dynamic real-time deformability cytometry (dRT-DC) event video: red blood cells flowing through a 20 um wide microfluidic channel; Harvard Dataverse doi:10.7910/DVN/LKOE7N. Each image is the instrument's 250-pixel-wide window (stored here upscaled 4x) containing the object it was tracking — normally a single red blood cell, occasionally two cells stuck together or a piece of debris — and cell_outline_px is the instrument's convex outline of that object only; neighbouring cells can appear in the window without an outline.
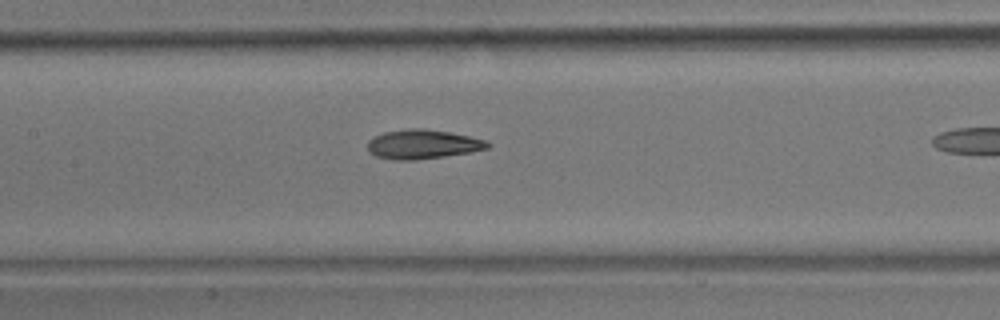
{"species": "common noctule bat (a hibernating species)", "species_latin": "Nyctalus noctula", "temperature_condition": "room temperature", "stored_images_in_passage": 18, "camera_frame_rate_fps": 3000, "um_per_image_px": 0.085, "animal": {"sex": "male", "body_mass_g": 17.9}, "frame": {"image": 1, "passage_image": 13, "time_ms": 4.0, "image_size_px": [1000, 320], "cell_outline_px": [[492, 144], [488, 148], [472, 152], [416, 160], [392, 160], [376, 156], [368, 152], [368, 140], [372, 136], [384, 132], [408, 128], [424, 128], [448, 132], [468, 136], [484, 140]], "centroid_in_image_um": [35.89, 12.26], "position_along_channel_um": 171.5, "area_um2": 20.58}}